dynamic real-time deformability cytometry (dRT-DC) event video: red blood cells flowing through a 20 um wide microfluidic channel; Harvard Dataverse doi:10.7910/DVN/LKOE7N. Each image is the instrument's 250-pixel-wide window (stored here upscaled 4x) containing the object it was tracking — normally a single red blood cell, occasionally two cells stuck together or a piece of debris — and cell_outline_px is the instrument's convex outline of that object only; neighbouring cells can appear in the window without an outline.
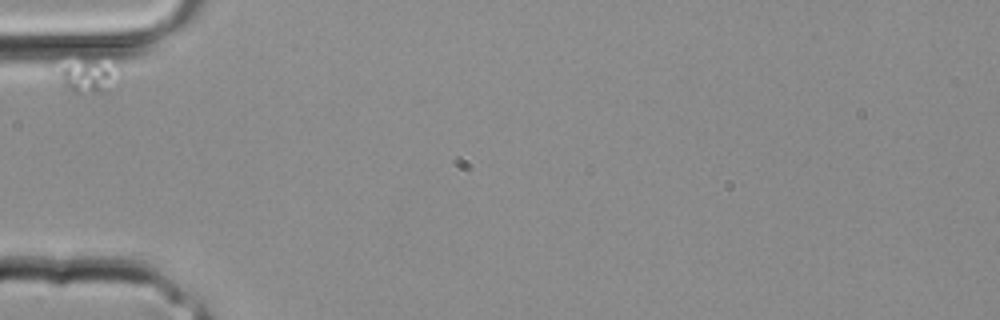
{"species": "common noctule bat (a hibernating species)", "species_latin": "Nyctalus noctula", "temperature_condition": "room temperature", "stored_images_in_passage": 22, "camera_frame_rate_fps": 3000, "um_per_image_px": 0.085, "animal": {"sex": "male", "body_mass_g": 20.4}, "frame": {"image": 1, "passage_image": 1, "time_ms": 0.0, "image_size_px": [1000, 320], "cell_outline_px": [[124, 72], [104, 92], [72, 92], [48, 68], [48, 64], [84, 56], [116, 56], [120, 60]], "centroid_in_image_um": [7.49, 6.19], "position_along_channel_um": 77.5, "area_um2": 14.85}}